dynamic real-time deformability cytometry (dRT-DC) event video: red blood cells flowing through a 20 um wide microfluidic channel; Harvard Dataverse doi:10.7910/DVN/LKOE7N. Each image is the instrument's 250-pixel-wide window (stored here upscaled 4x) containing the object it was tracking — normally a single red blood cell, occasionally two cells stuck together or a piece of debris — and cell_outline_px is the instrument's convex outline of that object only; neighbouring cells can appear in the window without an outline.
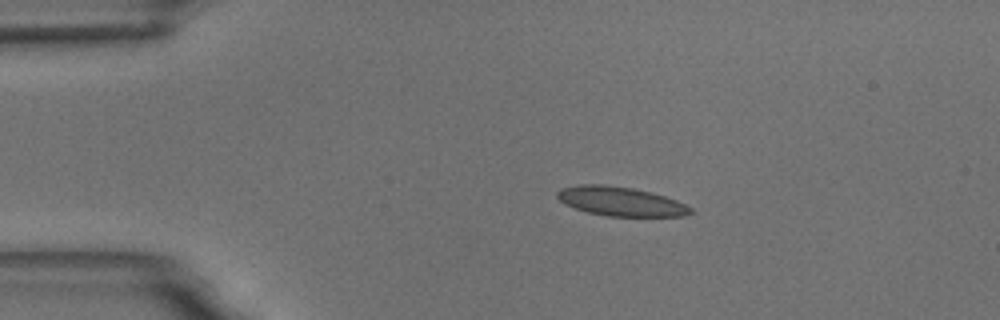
{"species": "common noctule bat (a hibernating species)", "species_latin": "Nyctalus noctula", "temperature_condition": "room temperature", "stored_images_in_passage": 4, "camera_frame_rate_fps": 3000, "um_per_image_px": 0.085, "animal": {"sex": "male", "body_mass_g": 18.8}, "frame": {"image": 1, "passage_image": 2, "time_ms": 1.333, "image_size_px": [1000, 320], "cell_outline_px": [[692, 212], [684, 216], [608, 216], [588, 212], [576, 208], [560, 200], [556, 196], [556, 192], [560, 188], [580, 184], [604, 184], [632, 188], [664, 196], [676, 200], [692, 208]], "centroid_in_image_um": [52.73, 17.11], "position_along_channel_um": 32.3, "area_um2": 22.37}}